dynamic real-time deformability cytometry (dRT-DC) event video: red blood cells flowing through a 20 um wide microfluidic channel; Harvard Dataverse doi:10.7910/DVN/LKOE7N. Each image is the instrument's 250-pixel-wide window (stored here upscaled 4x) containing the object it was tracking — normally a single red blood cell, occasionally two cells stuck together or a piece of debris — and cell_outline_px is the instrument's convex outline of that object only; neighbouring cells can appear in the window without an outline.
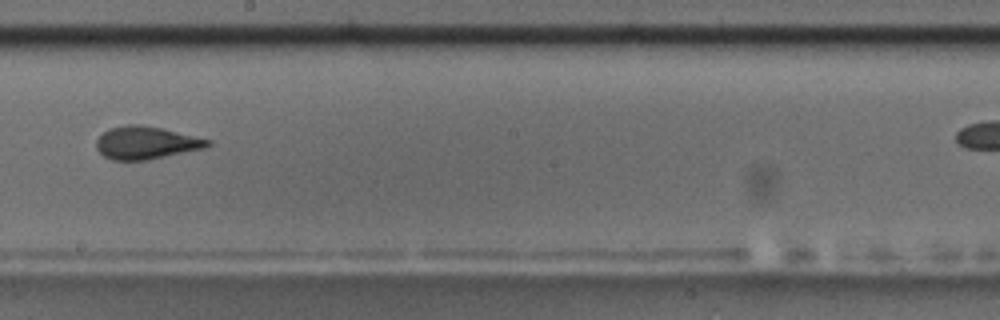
{"species": "common noctule bat (a hibernating species)", "species_latin": "Nyctalus noctula", "temperature_condition": "room temperature", "stored_images_in_passage": 16, "camera_frame_rate_fps": 3000, "um_per_image_px": 0.085, "animal": {"sex": "male", "body_mass_g": 17.5, "forearm_length_mm": 52.3}, "frame": {"image": 1, "passage_image": 9, "time_ms": 10.0, "image_size_px": [1000, 320], "cell_outline_px": [[212, 144], [204, 148], [148, 160], [112, 160], [104, 156], [96, 148], [96, 140], [108, 128], [128, 124], [140, 124], [164, 128], [212, 140]], "centroid_in_image_um": [12.43, 12.12], "position_along_channel_um": 235.8, "area_um2": 21.39}}